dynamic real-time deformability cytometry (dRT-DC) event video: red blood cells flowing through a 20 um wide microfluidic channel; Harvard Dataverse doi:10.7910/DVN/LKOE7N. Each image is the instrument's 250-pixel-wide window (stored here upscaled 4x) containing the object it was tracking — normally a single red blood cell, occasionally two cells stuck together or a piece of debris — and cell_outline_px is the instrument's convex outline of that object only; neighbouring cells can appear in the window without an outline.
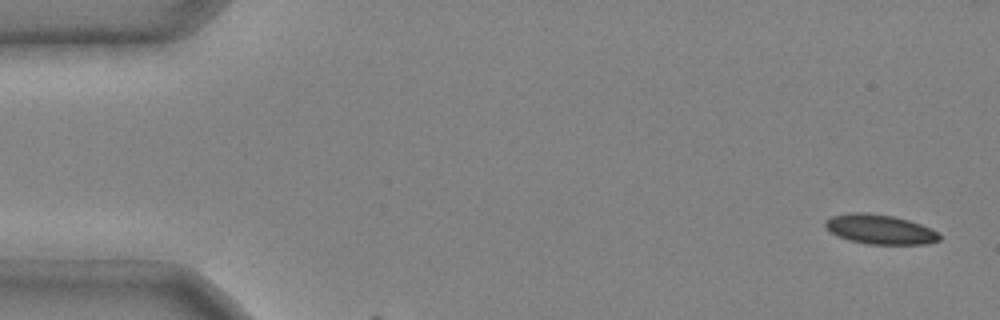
{"species": "common noctule bat (a hibernating species)", "species_latin": "Nyctalus noctula", "temperature_condition": "cold", "stored_images_in_passage": 3, "segment_of_instrument_passage": [1, 2], "camera_frame_rate_fps": 3000, "um_per_image_px": 0.085, "animal": {"sex": "male", "body_mass_g": 20.4}, "frame": {"image": 1, "passage_image": 1, "time_ms": 0.0, "image_size_px": [1000, 320], "cell_outline_px": [[940, 240], [924, 244], [868, 244], [848, 240], [832, 232], [824, 224], [824, 220], [832, 216], [852, 212], [864, 212], [892, 216], [908, 220], [920, 224], [936, 232], [940, 236]], "centroid_in_image_um": [74.77, 19.49], "position_along_channel_um": 10.2, "area_um2": 19.36}}